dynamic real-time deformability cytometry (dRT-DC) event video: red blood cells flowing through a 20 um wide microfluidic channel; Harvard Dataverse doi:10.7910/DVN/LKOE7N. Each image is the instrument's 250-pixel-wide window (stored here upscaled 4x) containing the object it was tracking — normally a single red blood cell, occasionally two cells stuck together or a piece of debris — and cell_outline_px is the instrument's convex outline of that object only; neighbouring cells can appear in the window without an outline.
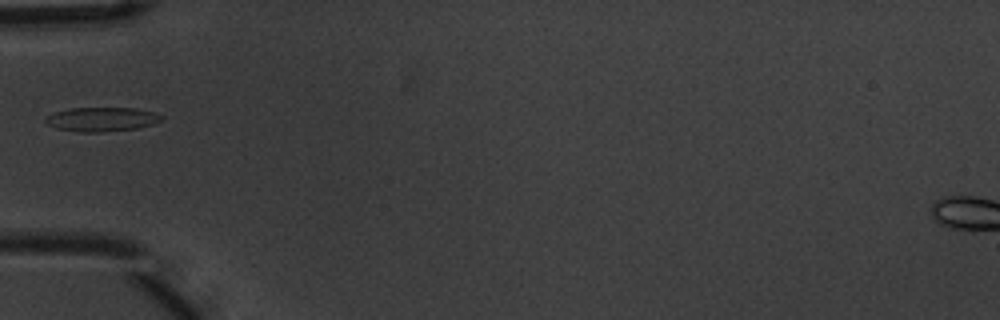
{"species": "common noctule bat (a hibernating species)", "species_latin": "Nyctalus noctula", "temperature_condition": "warm", "stored_images_in_passage": 1, "camera_frame_rate_fps": 3000, "um_per_image_px": 0.085, "animal": {"sex": "male", "body_mass_g": 20.1, "forearm_length_mm": 53.5}, "frame": {"image": 1, "passage_image": 1, "time_ms": 0.0, "image_size_px": [1000, 320], "cell_outline_px": [[164, 116], [160, 120], [152, 124], [140, 128], [100, 132], [80, 132], [56, 128], [48, 124], [44, 120], [44, 116], [56, 112], [72, 108], [136, 108], [156, 112]], "centroid_in_image_um": [8.66, 10.14], "position_along_channel_um": 76.3, "area_um2": 16.36}}